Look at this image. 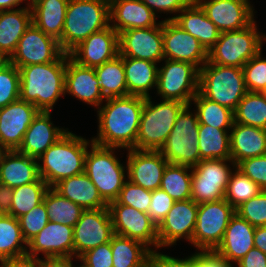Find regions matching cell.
<instances>
[{
	"label": "cell",
	"mask_w": 266,
	"mask_h": 267,
	"mask_svg": "<svg viewBox=\"0 0 266 267\" xmlns=\"http://www.w3.org/2000/svg\"><path fill=\"white\" fill-rule=\"evenodd\" d=\"M190 105H194L199 124H207L219 129L232 128L234 113L230 108L205 98L200 92L195 95Z\"/></svg>",
	"instance_id": "obj_39"
},
{
	"label": "cell",
	"mask_w": 266,
	"mask_h": 267,
	"mask_svg": "<svg viewBox=\"0 0 266 267\" xmlns=\"http://www.w3.org/2000/svg\"><path fill=\"white\" fill-rule=\"evenodd\" d=\"M68 54L79 65L90 68L101 66L119 55L118 33L109 25L91 34Z\"/></svg>",
	"instance_id": "obj_21"
},
{
	"label": "cell",
	"mask_w": 266,
	"mask_h": 267,
	"mask_svg": "<svg viewBox=\"0 0 266 267\" xmlns=\"http://www.w3.org/2000/svg\"><path fill=\"white\" fill-rule=\"evenodd\" d=\"M199 92L205 98L234 111L248 92L242 68L207 61L199 69Z\"/></svg>",
	"instance_id": "obj_8"
},
{
	"label": "cell",
	"mask_w": 266,
	"mask_h": 267,
	"mask_svg": "<svg viewBox=\"0 0 266 267\" xmlns=\"http://www.w3.org/2000/svg\"><path fill=\"white\" fill-rule=\"evenodd\" d=\"M111 203L128 205L148 214L151 203V191L127 180L119 192L117 199Z\"/></svg>",
	"instance_id": "obj_47"
},
{
	"label": "cell",
	"mask_w": 266,
	"mask_h": 267,
	"mask_svg": "<svg viewBox=\"0 0 266 267\" xmlns=\"http://www.w3.org/2000/svg\"><path fill=\"white\" fill-rule=\"evenodd\" d=\"M0 267H40V260L32 256L24 255L0 260Z\"/></svg>",
	"instance_id": "obj_57"
},
{
	"label": "cell",
	"mask_w": 266,
	"mask_h": 267,
	"mask_svg": "<svg viewBox=\"0 0 266 267\" xmlns=\"http://www.w3.org/2000/svg\"><path fill=\"white\" fill-rule=\"evenodd\" d=\"M13 188L0 183V213L8 214L11 210Z\"/></svg>",
	"instance_id": "obj_58"
},
{
	"label": "cell",
	"mask_w": 266,
	"mask_h": 267,
	"mask_svg": "<svg viewBox=\"0 0 266 267\" xmlns=\"http://www.w3.org/2000/svg\"><path fill=\"white\" fill-rule=\"evenodd\" d=\"M126 151L128 180L150 191L160 188L163 172L168 164L164 156L153 150Z\"/></svg>",
	"instance_id": "obj_23"
},
{
	"label": "cell",
	"mask_w": 266,
	"mask_h": 267,
	"mask_svg": "<svg viewBox=\"0 0 266 267\" xmlns=\"http://www.w3.org/2000/svg\"><path fill=\"white\" fill-rule=\"evenodd\" d=\"M231 159L240 161L266 154V130L234 122L230 130Z\"/></svg>",
	"instance_id": "obj_29"
},
{
	"label": "cell",
	"mask_w": 266,
	"mask_h": 267,
	"mask_svg": "<svg viewBox=\"0 0 266 267\" xmlns=\"http://www.w3.org/2000/svg\"><path fill=\"white\" fill-rule=\"evenodd\" d=\"M186 104L176 100L154 102L145 98L136 140V150L159 151L173 129L180 111Z\"/></svg>",
	"instance_id": "obj_6"
},
{
	"label": "cell",
	"mask_w": 266,
	"mask_h": 267,
	"mask_svg": "<svg viewBox=\"0 0 266 267\" xmlns=\"http://www.w3.org/2000/svg\"><path fill=\"white\" fill-rule=\"evenodd\" d=\"M234 267H266V254L254 247Z\"/></svg>",
	"instance_id": "obj_56"
},
{
	"label": "cell",
	"mask_w": 266,
	"mask_h": 267,
	"mask_svg": "<svg viewBox=\"0 0 266 267\" xmlns=\"http://www.w3.org/2000/svg\"><path fill=\"white\" fill-rule=\"evenodd\" d=\"M220 32L249 26L256 11L250 0H194Z\"/></svg>",
	"instance_id": "obj_17"
},
{
	"label": "cell",
	"mask_w": 266,
	"mask_h": 267,
	"mask_svg": "<svg viewBox=\"0 0 266 267\" xmlns=\"http://www.w3.org/2000/svg\"><path fill=\"white\" fill-rule=\"evenodd\" d=\"M3 152H4V149L0 146V157H1Z\"/></svg>",
	"instance_id": "obj_63"
},
{
	"label": "cell",
	"mask_w": 266,
	"mask_h": 267,
	"mask_svg": "<svg viewBox=\"0 0 266 267\" xmlns=\"http://www.w3.org/2000/svg\"><path fill=\"white\" fill-rule=\"evenodd\" d=\"M234 113V122L266 130V97L262 92H247Z\"/></svg>",
	"instance_id": "obj_40"
},
{
	"label": "cell",
	"mask_w": 266,
	"mask_h": 267,
	"mask_svg": "<svg viewBox=\"0 0 266 267\" xmlns=\"http://www.w3.org/2000/svg\"><path fill=\"white\" fill-rule=\"evenodd\" d=\"M235 168L232 159L201 160L192 168L191 199L197 204L224 199Z\"/></svg>",
	"instance_id": "obj_12"
},
{
	"label": "cell",
	"mask_w": 266,
	"mask_h": 267,
	"mask_svg": "<svg viewBox=\"0 0 266 267\" xmlns=\"http://www.w3.org/2000/svg\"><path fill=\"white\" fill-rule=\"evenodd\" d=\"M152 264L154 267H198L197 251L185 258H178L163 254L157 250L152 253Z\"/></svg>",
	"instance_id": "obj_54"
},
{
	"label": "cell",
	"mask_w": 266,
	"mask_h": 267,
	"mask_svg": "<svg viewBox=\"0 0 266 267\" xmlns=\"http://www.w3.org/2000/svg\"><path fill=\"white\" fill-rule=\"evenodd\" d=\"M38 112L32 103L20 98L0 108V146L4 150H18Z\"/></svg>",
	"instance_id": "obj_22"
},
{
	"label": "cell",
	"mask_w": 266,
	"mask_h": 267,
	"mask_svg": "<svg viewBox=\"0 0 266 267\" xmlns=\"http://www.w3.org/2000/svg\"><path fill=\"white\" fill-rule=\"evenodd\" d=\"M52 188L85 210L108 207L85 172L63 179Z\"/></svg>",
	"instance_id": "obj_33"
},
{
	"label": "cell",
	"mask_w": 266,
	"mask_h": 267,
	"mask_svg": "<svg viewBox=\"0 0 266 267\" xmlns=\"http://www.w3.org/2000/svg\"><path fill=\"white\" fill-rule=\"evenodd\" d=\"M24 240L28 243L49 222L44 201L18 218Z\"/></svg>",
	"instance_id": "obj_49"
},
{
	"label": "cell",
	"mask_w": 266,
	"mask_h": 267,
	"mask_svg": "<svg viewBox=\"0 0 266 267\" xmlns=\"http://www.w3.org/2000/svg\"><path fill=\"white\" fill-rule=\"evenodd\" d=\"M255 227L235 213L219 246L214 250L233 266L254 248Z\"/></svg>",
	"instance_id": "obj_27"
},
{
	"label": "cell",
	"mask_w": 266,
	"mask_h": 267,
	"mask_svg": "<svg viewBox=\"0 0 266 267\" xmlns=\"http://www.w3.org/2000/svg\"><path fill=\"white\" fill-rule=\"evenodd\" d=\"M40 254L41 256L40 258ZM26 255L38 260L74 258L73 227L49 221L47 225L27 243Z\"/></svg>",
	"instance_id": "obj_18"
},
{
	"label": "cell",
	"mask_w": 266,
	"mask_h": 267,
	"mask_svg": "<svg viewBox=\"0 0 266 267\" xmlns=\"http://www.w3.org/2000/svg\"><path fill=\"white\" fill-rule=\"evenodd\" d=\"M20 98V72L8 60L0 64V108Z\"/></svg>",
	"instance_id": "obj_45"
},
{
	"label": "cell",
	"mask_w": 266,
	"mask_h": 267,
	"mask_svg": "<svg viewBox=\"0 0 266 267\" xmlns=\"http://www.w3.org/2000/svg\"><path fill=\"white\" fill-rule=\"evenodd\" d=\"M173 21L195 37L208 52L215 45L221 33L194 0L181 10Z\"/></svg>",
	"instance_id": "obj_30"
},
{
	"label": "cell",
	"mask_w": 266,
	"mask_h": 267,
	"mask_svg": "<svg viewBox=\"0 0 266 267\" xmlns=\"http://www.w3.org/2000/svg\"><path fill=\"white\" fill-rule=\"evenodd\" d=\"M245 86L249 92H262L266 87V58L261 50L243 67Z\"/></svg>",
	"instance_id": "obj_46"
},
{
	"label": "cell",
	"mask_w": 266,
	"mask_h": 267,
	"mask_svg": "<svg viewBox=\"0 0 266 267\" xmlns=\"http://www.w3.org/2000/svg\"><path fill=\"white\" fill-rule=\"evenodd\" d=\"M71 95L83 103L96 107L105 101L95 69L79 65L67 53L65 95Z\"/></svg>",
	"instance_id": "obj_24"
},
{
	"label": "cell",
	"mask_w": 266,
	"mask_h": 267,
	"mask_svg": "<svg viewBox=\"0 0 266 267\" xmlns=\"http://www.w3.org/2000/svg\"><path fill=\"white\" fill-rule=\"evenodd\" d=\"M113 235L108 207L84 210L73 227L74 258L78 259L86 251L110 242Z\"/></svg>",
	"instance_id": "obj_14"
},
{
	"label": "cell",
	"mask_w": 266,
	"mask_h": 267,
	"mask_svg": "<svg viewBox=\"0 0 266 267\" xmlns=\"http://www.w3.org/2000/svg\"><path fill=\"white\" fill-rule=\"evenodd\" d=\"M73 267H86L83 263H81L79 266L77 265H75V264H73Z\"/></svg>",
	"instance_id": "obj_62"
},
{
	"label": "cell",
	"mask_w": 266,
	"mask_h": 267,
	"mask_svg": "<svg viewBox=\"0 0 266 267\" xmlns=\"http://www.w3.org/2000/svg\"><path fill=\"white\" fill-rule=\"evenodd\" d=\"M94 69L105 99L127 96L126 75L121 55Z\"/></svg>",
	"instance_id": "obj_37"
},
{
	"label": "cell",
	"mask_w": 266,
	"mask_h": 267,
	"mask_svg": "<svg viewBox=\"0 0 266 267\" xmlns=\"http://www.w3.org/2000/svg\"><path fill=\"white\" fill-rule=\"evenodd\" d=\"M78 261L86 267H113L111 241L86 251Z\"/></svg>",
	"instance_id": "obj_52"
},
{
	"label": "cell",
	"mask_w": 266,
	"mask_h": 267,
	"mask_svg": "<svg viewBox=\"0 0 266 267\" xmlns=\"http://www.w3.org/2000/svg\"><path fill=\"white\" fill-rule=\"evenodd\" d=\"M198 267H234L215 251H197Z\"/></svg>",
	"instance_id": "obj_55"
},
{
	"label": "cell",
	"mask_w": 266,
	"mask_h": 267,
	"mask_svg": "<svg viewBox=\"0 0 266 267\" xmlns=\"http://www.w3.org/2000/svg\"><path fill=\"white\" fill-rule=\"evenodd\" d=\"M164 59L189 62L198 69L208 61L203 45L173 20H162Z\"/></svg>",
	"instance_id": "obj_20"
},
{
	"label": "cell",
	"mask_w": 266,
	"mask_h": 267,
	"mask_svg": "<svg viewBox=\"0 0 266 267\" xmlns=\"http://www.w3.org/2000/svg\"><path fill=\"white\" fill-rule=\"evenodd\" d=\"M43 201L49 221L58 222L70 227L75 226L85 210L80 205L60 195L52 187H49L47 190Z\"/></svg>",
	"instance_id": "obj_41"
},
{
	"label": "cell",
	"mask_w": 266,
	"mask_h": 267,
	"mask_svg": "<svg viewBox=\"0 0 266 267\" xmlns=\"http://www.w3.org/2000/svg\"><path fill=\"white\" fill-rule=\"evenodd\" d=\"M119 55L161 63L164 59L162 21L155 27L129 29L118 34Z\"/></svg>",
	"instance_id": "obj_19"
},
{
	"label": "cell",
	"mask_w": 266,
	"mask_h": 267,
	"mask_svg": "<svg viewBox=\"0 0 266 267\" xmlns=\"http://www.w3.org/2000/svg\"><path fill=\"white\" fill-rule=\"evenodd\" d=\"M236 168L266 190V154L244 159Z\"/></svg>",
	"instance_id": "obj_50"
},
{
	"label": "cell",
	"mask_w": 266,
	"mask_h": 267,
	"mask_svg": "<svg viewBox=\"0 0 266 267\" xmlns=\"http://www.w3.org/2000/svg\"><path fill=\"white\" fill-rule=\"evenodd\" d=\"M192 107L186 105L180 111L165 144L159 150L168 163L190 168L200 162L199 122L197 113Z\"/></svg>",
	"instance_id": "obj_9"
},
{
	"label": "cell",
	"mask_w": 266,
	"mask_h": 267,
	"mask_svg": "<svg viewBox=\"0 0 266 267\" xmlns=\"http://www.w3.org/2000/svg\"><path fill=\"white\" fill-rule=\"evenodd\" d=\"M3 61H5V60H4L3 57L0 55V64H1Z\"/></svg>",
	"instance_id": "obj_64"
},
{
	"label": "cell",
	"mask_w": 266,
	"mask_h": 267,
	"mask_svg": "<svg viewBox=\"0 0 266 267\" xmlns=\"http://www.w3.org/2000/svg\"><path fill=\"white\" fill-rule=\"evenodd\" d=\"M49 189L47 183L40 177L37 181L13 188L11 210L8 214L19 218L43 202Z\"/></svg>",
	"instance_id": "obj_43"
},
{
	"label": "cell",
	"mask_w": 266,
	"mask_h": 267,
	"mask_svg": "<svg viewBox=\"0 0 266 267\" xmlns=\"http://www.w3.org/2000/svg\"><path fill=\"white\" fill-rule=\"evenodd\" d=\"M109 25V0H69L62 33V51L69 53L91 34Z\"/></svg>",
	"instance_id": "obj_4"
},
{
	"label": "cell",
	"mask_w": 266,
	"mask_h": 267,
	"mask_svg": "<svg viewBox=\"0 0 266 267\" xmlns=\"http://www.w3.org/2000/svg\"><path fill=\"white\" fill-rule=\"evenodd\" d=\"M235 213L254 227L266 226V190L243 202L235 209Z\"/></svg>",
	"instance_id": "obj_48"
},
{
	"label": "cell",
	"mask_w": 266,
	"mask_h": 267,
	"mask_svg": "<svg viewBox=\"0 0 266 267\" xmlns=\"http://www.w3.org/2000/svg\"><path fill=\"white\" fill-rule=\"evenodd\" d=\"M235 208L225 199L198 204L192 238L195 251H214L221 243Z\"/></svg>",
	"instance_id": "obj_11"
},
{
	"label": "cell",
	"mask_w": 266,
	"mask_h": 267,
	"mask_svg": "<svg viewBox=\"0 0 266 267\" xmlns=\"http://www.w3.org/2000/svg\"><path fill=\"white\" fill-rule=\"evenodd\" d=\"M254 247L266 254V226L255 227Z\"/></svg>",
	"instance_id": "obj_61"
},
{
	"label": "cell",
	"mask_w": 266,
	"mask_h": 267,
	"mask_svg": "<svg viewBox=\"0 0 266 267\" xmlns=\"http://www.w3.org/2000/svg\"><path fill=\"white\" fill-rule=\"evenodd\" d=\"M230 130L199 124L198 147L200 161L231 159Z\"/></svg>",
	"instance_id": "obj_36"
},
{
	"label": "cell",
	"mask_w": 266,
	"mask_h": 267,
	"mask_svg": "<svg viewBox=\"0 0 266 267\" xmlns=\"http://www.w3.org/2000/svg\"><path fill=\"white\" fill-rule=\"evenodd\" d=\"M62 53L59 42L32 23L8 61L19 69L27 65L54 62Z\"/></svg>",
	"instance_id": "obj_16"
},
{
	"label": "cell",
	"mask_w": 266,
	"mask_h": 267,
	"mask_svg": "<svg viewBox=\"0 0 266 267\" xmlns=\"http://www.w3.org/2000/svg\"><path fill=\"white\" fill-rule=\"evenodd\" d=\"M175 200L161 188L151 191V203L148 214L158 226L172 208Z\"/></svg>",
	"instance_id": "obj_51"
},
{
	"label": "cell",
	"mask_w": 266,
	"mask_h": 267,
	"mask_svg": "<svg viewBox=\"0 0 266 267\" xmlns=\"http://www.w3.org/2000/svg\"><path fill=\"white\" fill-rule=\"evenodd\" d=\"M92 144L91 138L69 130L38 158L40 177L53 187L63 179L84 173L85 156Z\"/></svg>",
	"instance_id": "obj_3"
},
{
	"label": "cell",
	"mask_w": 266,
	"mask_h": 267,
	"mask_svg": "<svg viewBox=\"0 0 266 267\" xmlns=\"http://www.w3.org/2000/svg\"><path fill=\"white\" fill-rule=\"evenodd\" d=\"M262 93L265 95L266 97V87L264 88V90L262 91Z\"/></svg>",
	"instance_id": "obj_65"
},
{
	"label": "cell",
	"mask_w": 266,
	"mask_h": 267,
	"mask_svg": "<svg viewBox=\"0 0 266 267\" xmlns=\"http://www.w3.org/2000/svg\"><path fill=\"white\" fill-rule=\"evenodd\" d=\"M74 261H76L77 263L78 259L76 258L41 259L40 267H73Z\"/></svg>",
	"instance_id": "obj_59"
},
{
	"label": "cell",
	"mask_w": 266,
	"mask_h": 267,
	"mask_svg": "<svg viewBox=\"0 0 266 267\" xmlns=\"http://www.w3.org/2000/svg\"><path fill=\"white\" fill-rule=\"evenodd\" d=\"M34 0H0V11L14 10L22 8V4H25V8H31ZM20 6V7H19Z\"/></svg>",
	"instance_id": "obj_60"
},
{
	"label": "cell",
	"mask_w": 266,
	"mask_h": 267,
	"mask_svg": "<svg viewBox=\"0 0 266 267\" xmlns=\"http://www.w3.org/2000/svg\"><path fill=\"white\" fill-rule=\"evenodd\" d=\"M69 0H34L32 23L46 35L55 38L62 50V33Z\"/></svg>",
	"instance_id": "obj_32"
},
{
	"label": "cell",
	"mask_w": 266,
	"mask_h": 267,
	"mask_svg": "<svg viewBox=\"0 0 266 267\" xmlns=\"http://www.w3.org/2000/svg\"><path fill=\"white\" fill-rule=\"evenodd\" d=\"M154 14L160 18L161 13L170 15L164 20H174L177 14L187 7L193 0H141ZM159 14V15H158ZM173 14V16H171Z\"/></svg>",
	"instance_id": "obj_53"
},
{
	"label": "cell",
	"mask_w": 266,
	"mask_h": 267,
	"mask_svg": "<svg viewBox=\"0 0 266 267\" xmlns=\"http://www.w3.org/2000/svg\"><path fill=\"white\" fill-rule=\"evenodd\" d=\"M113 267H148L153 251L144 243L114 234L111 238Z\"/></svg>",
	"instance_id": "obj_35"
},
{
	"label": "cell",
	"mask_w": 266,
	"mask_h": 267,
	"mask_svg": "<svg viewBox=\"0 0 266 267\" xmlns=\"http://www.w3.org/2000/svg\"><path fill=\"white\" fill-rule=\"evenodd\" d=\"M39 178L38 159L18 150H4L0 157V183L16 188Z\"/></svg>",
	"instance_id": "obj_28"
},
{
	"label": "cell",
	"mask_w": 266,
	"mask_h": 267,
	"mask_svg": "<svg viewBox=\"0 0 266 267\" xmlns=\"http://www.w3.org/2000/svg\"><path fill=\"white\" fill-rule=\"evenodd\" d=\"M263 189L248 176L235 168L229 178L224 199L235 209L243 202L259 195Z\"/></svg>",
	"instance_id": "obj_44"
},
{
	"label": "cell",
	"mask_w": 266,
	"mask_h": 267,
	"mask_svg": "<svg viewBox=\"0 0 266 267\" xmlns=\"http://www.w3.org/2000/svg\"><path fill=\"white\" fill-rule=\"evenodd\" d=\"M127 83V96L151 97L150 90L157 88L158 65L147 60L123 57ZM150 92V93H149Z\"/></svg>",
	"instance_id": "obj_34"
},
{
	"label": "cell",
	"mask_w": 266,
	"mask_h": 267,
	"mask_svg": "<svg viewBox=\"0 0 266 267\" xmlns=\"http://www.w3.org/2000/svg\"><path fill=\"white\" fill-rule=\"evenodd\" d=\"M192 168L168 163L162 176L160 188L175 201L191 199Z\"/></svg>",
	"instance_id": "obj_42"
},
{
	"label": "cell",
	"mask_w": 266,
	"mask_h": 267,
	"mask_svg": "<svg viewBox=\"0 0 266 267\" xmlns=\"http://www.w3.org/2000/svg\"><path fill=\"white\" fill-rule=\"evenodd\" d=\"M66 64L63 52L54 62L20 67V99L39 111L52 112L59 98L66 97Z\"/></svg>",
	"instance_id": "obj_2"
},
{
	"label": "cell",
	"mask_w": 266,
	"mask_h": 267,
	"mask_svg": "<svg viewBox=\"0 0 266 267\" xmlns=\"http://www.w3.org/2000/svg\"><path fill=\"white\" fill-rule=\"evenodd\" d=\"M51 113L39 111L33 118L18 149L20 153L38 159L69 131L68 128L54 125Z\"/></svg>",
	"instance_id": "obj_25"
},
{
	"label": "cell",
	"mask_w": 266,
	"mask_h": 267,
	"mask_svg": "<svg viewBox=\"0 0 266 267\" xmlns=\"http://www.w3.org/2000/svg\"><path fill=\"white\" fill-rule=\"evenodd\" d=\"M163 61V65L158 67L156 95L162 100H176L190 105L199 92V69L189 62Z\"/></svg>",
	"instance_id": "obj_10"
},
{
	"label": "cell",
	"mask_w": 266,
	"mask_h": 267,
	"mask_svg": "<svg viewBox=\"0 0 266 267\" xmlns=\"http://www.w3.org/2000/svg\"><path fill=\"white\" fill-rule=\"evenodd\" d=\"M108 209L114 234L138 240L153 252L159 250L157 225L149 214L120 203H109Z\"/></svg>",
	"instance_id": "obj_13"
},
{
	"label": "cell",
	"mask_w": 266,
	"mask_h": 267,
	"mask_svg": "<svg viewBox=\"0 0 266 267\" xmlns=\"http://www.w3.org/2000/svg\"><path fill=\"white\" fill-rule=\"evenodd\" d=\"M197 213L198 204L194 200L175 201L168 214L157 226L159 251L165 247L169 249L183 239L192 246Z\"/></svg>",
	"instance_id": "obj_15"
},
{
	"label": "cell",
	"mask_w": 266,
	"mask_h": 267,
	"mask_svg": "<svg viewBox=\"0 0 266 267\" xmlns=\"http://www.w3.org/2000/svg\"><path fill=\"white\" fill-rule=\"evenodd\" d=\"M27 242L24 240L17 218L0 213V260L26 255Z\"/></svg>",
	"instance_id": "obj_38"
},
{
	"label": "cell",
	"mask_w": 266,
	"mask_h": 267,
	"mask_svg": "<svg viewBox=\"0 0 266 267\" xmlns=\"http://www.w3.org/2000/svg\"><path fill=\"white\" fill-rule=\"evenodd\" d=\"M120 148L92 144L85 156L84 172L107 203L115 201L124 183L128 180L127 165L121 163L115 151Z\"/></svg>",
	"instance_id": "obj_5"
},
{
	"label": "cell",
	"mask_w": 266,
	"mask_h": 267,
	"mask_svg": "<svg viewBox=\"0 0 266 267\" xmlns=\"http://www.w3.org/2000/svg\"><path fill=\"white\" fill-rule=\"evenodd\" d=\"M32 25L31 8L0 11V55L8 60L15 52L18 41Z\"/></svg>",
	"instance_id": "obj_31"
},
{
	"label": "cell",
	"mask_w": 266,
	"mask_h": 267,
	"mask_svg": "<svg viewBox=\"0 0 266 267\" xmlns=\"http://www.w3.org/2000/svg\"><path fill=\"white\" fill-rule=\"evenodd\" d=\"M144 97L128 95L108 98L95 110L97 135L91 137L94 144L102 147L136 150V140Z\"/></svg>",
	"instance_id": "obj_1"
},
{
	"label": "cell",
	"mask_w": 266,
	"mask_h": 267,
	"mask_svg": "<svg viewBox=\"0 0 266 267\" xmlns=\"http://www.w3.org/2000/svg\"><path fill=\"white\" fill-rule=\"evenodd\" d=\"M256 19L246 28L221 32L208 52V61L223 66L242 68L263 49L266 34L259 31Z\"/></svg>",
	"instance_id": "obj_7"
},
{
	"label": "cell",
	"mask_w": 266,
	"mask_h": 267,
	"mask_svg": "<svg viewBox=\"0 0 266 267\" xmlns=\"http://www.w3.org/2000/svg\"><path fill=\"white\" fill-rule=\"evenodd\" d=\"M109 13L110 26L118 34L129 29L155 27L160 23L141 0H109Z\"/></svg>",
	"instance_id": "obj_26"
}]
</instances>
